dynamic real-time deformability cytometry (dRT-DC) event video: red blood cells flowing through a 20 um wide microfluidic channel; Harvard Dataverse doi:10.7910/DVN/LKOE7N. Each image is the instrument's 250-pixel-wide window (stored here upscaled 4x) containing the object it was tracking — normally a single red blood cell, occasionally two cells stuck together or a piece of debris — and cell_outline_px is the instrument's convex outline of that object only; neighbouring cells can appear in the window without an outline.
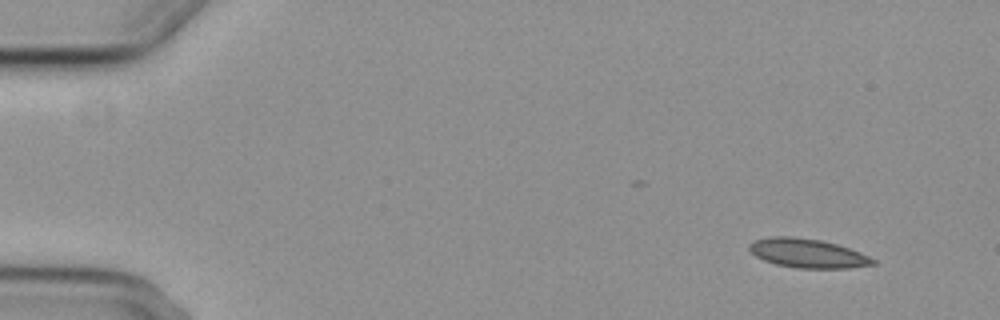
{"species": "common noctule bat (a hibernating species)", "species_latin": "Nyctalus noctula", "temperature_condition": "cold", "stored_images_in_passage": 2, "camera_frame_rate_fps": 3000, "um_per_image_px": 0.085, "animal": {"sex": "female", "body_mass_g": 29.2, "forearm_length_mm": 56.3}, "frame": {"image": 1, "passage_image": 1, "time_ms": 0.0, "image_size_px": [1000, 320], "cell_outline_px": [[876, 264], [848, 268], [796, 268], [776, 264], [764, 260], [756, 256], [748, 248], [748, 244], [752, 240], [768, 236], [792, 236], [820, 240], [836, 244], [860, 252], [876, 260]], "centroid_in_image_um": [68.61, 21.52], "position_along_channel_um": 16.4, "area_um2": 20.98}}